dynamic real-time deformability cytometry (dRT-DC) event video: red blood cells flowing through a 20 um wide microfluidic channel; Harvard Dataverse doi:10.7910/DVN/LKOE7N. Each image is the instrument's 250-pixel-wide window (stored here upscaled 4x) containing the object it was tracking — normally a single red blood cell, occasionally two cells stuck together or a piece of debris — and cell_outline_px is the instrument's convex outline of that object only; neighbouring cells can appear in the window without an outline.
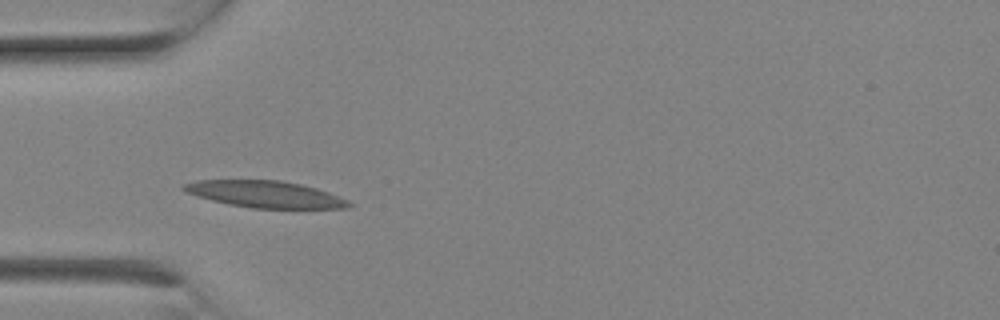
{"species": "Egyptian fruit bat (a non-hibernating species)", "species_latin": "Rousettus aegyptiacus", "temperature_condition": "room temperature", "stored_images_in_passage": 3, "camera_frame_rate_fps": 3000, "um_per_image_px": 0.085, "animal": {"sex": "female"}, "frame": {"image": 1, "passage_image": 3, "time_ms": 0.667, "image_size_px": [1000, 320], "cell_outline_px": [[352, 204], [348, 208], [252, 208], [228, 204], [196, 196], [180, 188], [184, 184], [196, 180], [280, 180], [300, 184], [316, 188], [328, 192], [348, 200]], "centroid_in_image_um": [22.53, 16.51], "position_along_channel_um": 62.5, "area_um2": 25.55}}